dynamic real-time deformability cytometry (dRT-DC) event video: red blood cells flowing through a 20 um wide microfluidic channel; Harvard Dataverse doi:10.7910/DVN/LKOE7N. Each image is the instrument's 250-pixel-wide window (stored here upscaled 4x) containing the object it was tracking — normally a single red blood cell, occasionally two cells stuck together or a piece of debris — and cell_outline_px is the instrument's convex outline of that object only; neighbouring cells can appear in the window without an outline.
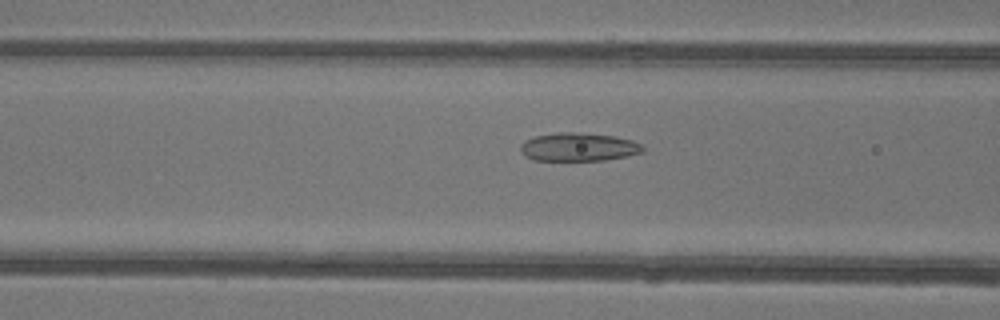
{"species": "common noctule bat (a hibernating species)", "species_latin": "Nyctalus noctula", "temperature_condition": "warm", "stored_images_in_passage": 42, "camera_frame_rate_fps": 3000, "um_per_image_px": 0.085, "animal": {"sex": "female"}, "frame": {"image": 1, "passage_image": 13, "time_ms": 4.0, "image_size_px": [1000, 320], "cell_outline_px": [[644, 152], [604, 160], [532, 160], [524, 156], [520, 152], [520, 144], [524, 140], [536, 136], [556, 132], [572, 132], [616, 136], [632, 140], [640, 144], [644, 148]], "centroid_in_image_um": [49.13, 12.49], "position_along_channel_um": 117.5, "area_um2": 20.23}}
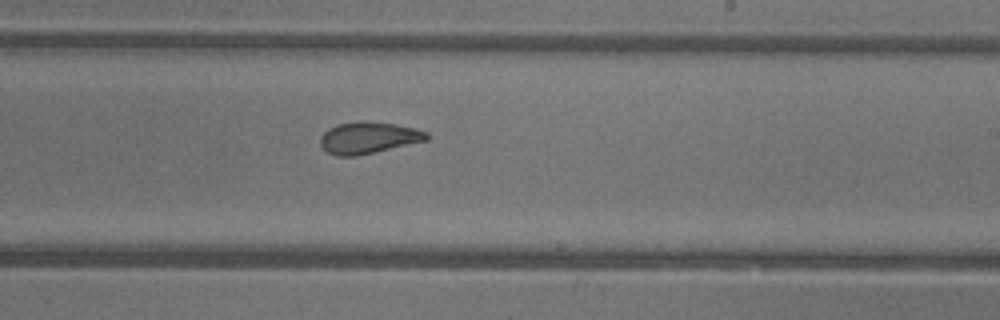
{"frame": {"image": 2, "passage_image": 23, "time_ms": 7.333, "image_size_px": [1000, 320], "cell_outline_px": [[428, 140], [356, 156], [336, 156], [328, 152], [320, 144], [320, 136], [328, 128], [336, 124], [360, 120], [396, 124], [416, 128], [428, 132]], "centroid_in_image_um": [31.31, 11.69], "position_along_channel_um": 257.7, "area_um2": 19.71}}
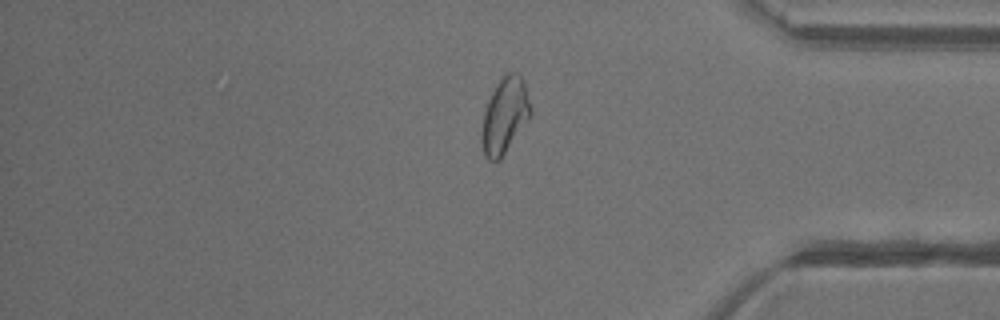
{"frame": {"image": 3, "passage_image": 34, "time_ms": 11.0, "image_size_px": [1000, 320], "cell_outline_px": [[532, 112], [500, 160], [488, 160], [484, 156], [480, 140], [480, 132], [484, 112], [488, 100], [496, 84], [508, 72], [516, 72], [524, 80], [532, 108]], "centroid_in_image_um": [42.88, 9.83], "position_along_channel_um": 392.3, "area_um2": 21.5}, "authors_computed_cell_mechanics": {"area_um2": 21.4727, "velocity_mm_per_s": 4.1958, "shape_relaxation_time_tau1_ms": 10.4621, "shape_relaxation_time_tau2_ms": 1.2423, "deformation_change_tau1": 0.2108, "deformation_change_tau2": 0.0701}}